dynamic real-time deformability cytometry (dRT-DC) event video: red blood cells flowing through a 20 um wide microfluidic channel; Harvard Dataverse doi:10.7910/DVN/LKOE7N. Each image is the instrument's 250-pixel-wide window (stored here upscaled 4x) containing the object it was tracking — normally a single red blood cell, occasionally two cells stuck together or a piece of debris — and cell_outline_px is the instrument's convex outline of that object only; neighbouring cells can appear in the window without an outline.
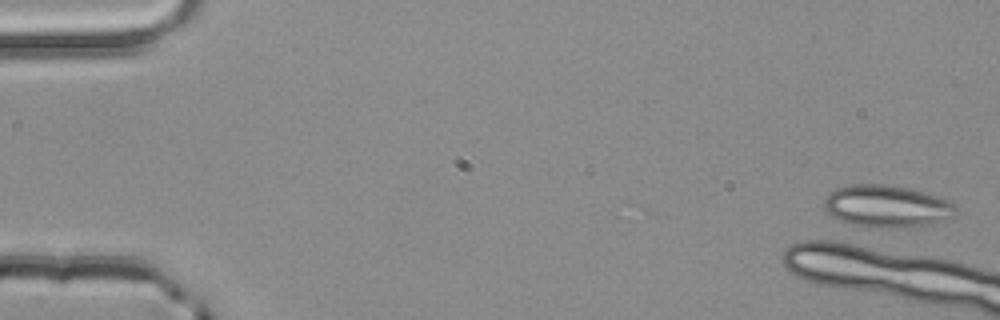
{"species": "common noctule bat (a hibernating species)", "species_latin": "Nyctalus noctula", "temperature_condition": "room temperature", "stored_images_in_passage": 1, "camera_frame_rate_fps": 3000, "um_per_image_px": 0.085, "animal": {"sex": "male", "body_mass_g": 20.4}, "frame": {"image": 1, "passage_image": 1, "time_ms": 0.0, "image_size_px": [1000, 320], "cell_outline_px": [[956, 212], [932, 224], [896, 228], [888, 228], [856, 224], [840, 220], [832, 216], [824, 208], [824, 200], [836, 188], [852, 184], [888, 184], [908, 188], [924, 192], [948, 200], [956, 204]], "centroid_in_image_um": [75.37, 17.51], "position_along_channel_um": 9.6, "area_um2": 31.85}}